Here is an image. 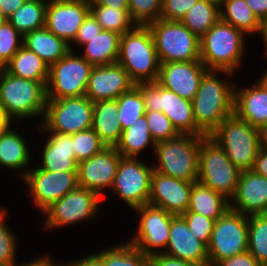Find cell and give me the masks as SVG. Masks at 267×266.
I'll return each instance as SVG.
<instances>
[{
    "label": "cell",
    "mask_w": 267,
    "mask_h": 266,
    "mask_svg": "<svg viewBox=\"0 0 267 266\" xmlns=\"http://www.w3.org/2000/svg\"><path fill=\"white\" fill-rule=\"evenodd\" d=\"M90 12L103 30L123 35L136 26L131 20L129 10H118L104 5H90Z\"/></svg>",
    "instance_id": "74e56055"
},
{
    "label": "cell",
    "mask_w": 267,
    "mask_h": 266,
    "mask_svg": "<svg viewBox=\"0 0 267 266\" xmlns=\"http://www.w3.org/2000/svg\"><path fill=\"white\" fill-rule=\"evenodd\" d=\"M94 103L85 95L81 97L46 100L43 119L38 130L59 134H75L92 127Z\"/></svg>",
    "instance_id": "30bf717a"
},
{
    "label": "cell",
    "mask_w": 267,
    "mask_h": 266,
    "mask_svg": "<svg viewBox=\"0 0 267 266\" xmlns=\"http://www.w3.org/2000/svg\"><path fill=\"white\" fill-rule=\"evenodd\" d=\"M95 253L102 259L104 266H149L148 256L126 239L108 248L104 246Z\"/></svg>",
    "instance_id": "d590c367"
},
{
    "label": "cell",
    "mask_w": 267,
    "mask_h": 266,
    "mask_svg": "<svg viewBox=\"0 0 267 266\" xmlns=\"http://www.w3.org/2000/svg\"><path fill=\"white\" fill-rule=\"evenodd\" d=\"M145 118L155 143L173 139L179 135L169 118L160 111H146Z\"/></svg>",
    "instance_id": "ee69618b"
},
{
    "label": "cell",
    "mask_w": 267,
    "mask_h": 266,
    "mask_svg": "<svg viewBox=\"0 0 267 266\" xmlns=\"http://www.w3.org/2000/svg\"><path fill=\"white\" fill-rule=\"evenodd\" d=\"M198 0H162L161 18L181 21Z\"/></svg>",
    "instance_id": "bcb514c9"
},
{
    "label": "cell",
    "mask_w": 267,
    "mask_h": 266,
    "mask_svg": "<svg viewBox=\"0 0 267 266\" xmlns=\"http://www.w3.org/2000/svg\"><path fill=\"white\" fill-rule=\"evenodd\" d=\"M46 100V85L43 82L16 77L3 68L0 73V105L15 123L37 118L39 122L35 125H40Z\"/></svg>",
    "instance_id": "3957f363"
},
{
    "label": "cell",
    "mask_w": 267,
    "mask_h": 266,
    "mask_svg": "<svg viewBox=\"0 0 267 266\" xmlns=\"http://www.w3.org/2000/svg\"><path fill=\"white\" fill-rule=\"evenodd\" d=\"M148 28L160 63L200 61V38L180 21L159 19Z\"/></svg>",
    "instance_id": "9c48e42d"
},
{
    "label": "cell",
    "mask_w": 267,
    "mask_h": 266,
    "mask_svg": "<svg viewBox=\"0 0 267 266\" xmlns=\"http://www.w3.org/2000/svg\"><path fill=\"white\" fill-rule=\"evenodd\" d=\"M3 68L16 77L48 82L49 65L24 45Z\"/></svg>",
    "instance_id": "1f68e13d"
},
{
    "label": "cell",
    "mask_w": 267,
    "mask_h": 266,
    "mask_svg": "<svg viewBox=\"0 0 267 266\" xmlns=\"http://www.w3.org/2000/svg\"><path fill=\"white\" fill-rule=\"evenodd\" d=\"M117 112L116 99L94 102L91 128L107 147H115L121 138L122 127Z\"/></svg>",
    "instance_id": "4316f807"
},
{
    "label": "cell",
    "mask_w": 267,
    "mask_h": 266,
    "mask_svg": "<svg viewBox=\"0 0 267 266\" xmlns=\"http://www.w3.org/2000/svg\"><path fill=\"white\" fill-rule=\"evenodd\" d=\"M256 174L267 178V150L260 148L252 169Z\"/></svg>",
    "instance_id": "f5cc1de1"
},
{
    "label": "cell",
    "mask_w": 267,
    "mask_h": 266,
    "mask_svg": "<svg viewBox=\"0 0 267 266\" xmlns=\"http://www.w3.org/2000/svg\"><path fill=\"white\" fill-rule=\"evenodd\" d=\"M164 254L209 266L207 246L191 233L186 221L180 215L172 218Z\"/></svg>",
    "instance_id": "cb8c5ba5"
},
{
    "label": "cell",
    "mask_w": 267,
    "mask_h": 266,
    "mask_svg": "<svg viewBox=\"0 0 267 266\" xmlns=\"http://www.w3.org/2000/svg\"><path fill=\"white\" fill-rule=\"evenodd\" d=\"M236 81L234 114L251 126L267 124V92L256 82L243 86Z\"/></svg>",
    "instance_id": "484cf974"
},
{
    "label": "cell",
    "mask_w": 267,
    "mask_h": 266,
    "mask_svg": "<svg viewBox=\"0 0 267 266\" xmlns=\"http://www.w3.org/2000/svg\"><path fill=\"white\" fill-rule=\"evenodd\" d=\"M210 137L224 149L227 157L241 172L253 169L260 149L258 128L233 114Z\"/></svg>",
    "instance_id": "52a82bcc"
},
{
    "label": "cell",
    "mask_w": 267,
    "mask_h": 266,
    "mask_svg": "<svg viewBox=\"0 0 267 266\" xmlns=\"http://www.w3.org/2000/svg\"><path fill=\"white\" fill-rule=\"evenodd\" d=\"M241 171L230 161L224 149L210 136L201 139L197 182L231 199Z\"/></svg>",
    "instance_id": "8992f818"
},
{
    "label": "cell",
    "mask_w": 267,
    "mask_h": 266,
    "mask_svg": "<svg viewBox=\"0 0 267 266\" xmlns=\"http://www.w3.org/2000/svg\"><path fill=\"white\" fill-rule=\"evenodd\" d=\"M66 266H104L102 259L95 253L84 255L81 258L65 261Z\"/></svg>",
    "instance_id": "816d5d0a"
},
{
    "label": "cell",
    "mask_w": 267,
    "mask_h": 266,
    "mask_svg": "<svg viewBox=\"0 0 267 266\" xmlns=\"http://www.w3.org/2000/svg\"><path fill=\"white\" fill-rule=\"evenodd\" d=\"M234 76L237 75L229 71L208 70L202 77L191 102L196 128L204 136H210L226 118L234 114Z\"/></svg>",
    "instance_id": "6da1fadb"
},
{
    "label": "cell",
    "mask_w": 267,
    "mask_h": 266,
    "mask_svg": "<svg viewBox=\"0 0 267 266\" xmlns=\"http://www.w3.org/2000/svg\"><path fill=\"white\" fill-rule=\"evenodd\" d=\"M204 136L179 134L173 139L156 143L152 164L161 174L197 182L201 139Z\"/></svg>",
    "instance_id": "5b68a950"
},
{
    "label": "cell",
    "mask_w": 267,
    "mask_h": 266,
    "mask_svg": "<svg viewBox=\"0 0 267 266\" xmlns=\"http://www.w3.org/2000/svg\"><path fill=\"white\" fill-rule=\"evenodd\" d=\"M32 203L43 213L53 203L79 186L78 172H50L31 167L22 179Z\"/></svg>",
    "instance_id": "2e32d148"
},
{
    "label": "cell",
    "mask_w": 267,
    "mask_h": 266,
    "mask_svg": "<svg viewBox=\"0 0 267 266\" xmlns=\"http://www.w3.org/2000/svg\"><path fill=\"white\" fill-rule=\"evenodd\" d=\"M89 13L88 0H48L45 27L70 45Z\"/></svg>",
    "instance_id": "ac0fdd59"
},
{
    "label": "cell",
    "mask_w": 267,
    "mask_h": 266,
    "mask_svg": "<svg viewBox=\"0 0 267 266\" xmlns=\"http://www.w3.org/2000/svg\"><path fill=\"white\" fill-rule=\"evenodd\" d=\"M14 121L7 116L4 108L0 105V138L14 125Z\"/></svg>",
    "instance_id": "6f0895ef"
},
{
    "label": "cell",
    "mask_w": 267,
    "mask_h": 266,
    "mask_svg": "<svg viewBox=\"0 0 267 266\" xmlns=\"http://www.w3.org/2000/svg\"><path fill=\"white\" fill-rule=\"evenodd\" d=\"M138 215L136 231L127 242L146 256L164 253L169 239L172 218L175 216L164 209L146 204L133 210Z\"/></svg>",
    "instance_id": "9a60e30c"
},
{
    "label": "cell",
    "mask_w": 267,
    "mask_h": 266,
    "mask_svg": "<svg viewBox=\"0 0 267 266\" xmlns=\"http://www.w3.org/2000/svg\"><path fill=\"white\" fill-rule=\"evenodd\" d=\"M219 19V3L198 0L180 22L201 38Z\"/></svg>",
    "instance_id": "e575fe53"
},
{
    "label": "cell",
    "mask_w": 267,
    "mask_h": 266,
    "mask_svg": "<svg viewBox=\"0 0 267 266\" xmlns=\"http://www.w3.org/2000/svg\"><path fill=\"white\" fill-rule=\"evenodd\" d=\"M26 0H0V10L8 18L19 9Z\"/></svg>",
    "instance_id": "11a10c76"
},
{
    "label": "cell",
    "mask_w": 267,
    "mask_h": 266,
    "mask_svg": "<svg viewBox=\"0 0 267 266\" xmlns=\"http://www.w3.org/2000/svg\"><path fill=\"white\" fill-rule=\"evenodd\" d=\"M6 208L5 206L0 207V266H15L19 262L17 257L20 240L15 235L17 232L7 225L6 218H9L10 212Z\"/></svg>",
    "instance_id": "ab89813d"
},
{
    "label": "cell",
    "mask_w": 267,
    "mask_h": 266,
    "mask_svg": "<svg viewBox=\"0 0 267 266\" xmlns=\"http://www.w3.org/2000/svg\"><path fill=\"white\" fill-rule=\"evenodd\" d=\"M155 146L156 143L151 137L146 118L142 116L122 131L121 138L115 148L122 157L141 158L145 150L148 152L153 148V151H150L153 154Z\"/></svg>",
    "instance_id": "f546056e"
},
{
    "label": "cell",
    "mask_w": 267,
    "mask_h": 266,
    "mask_svg": "<svg viewBox=\"0 0 267 266\" xmlns=\"http://www.w3.org/2000/svg\"><path fill=\"white\" fill-rule=\"evenodd\" d=\"M248 250V216L228 209L214 223L207 246L209 266Z\"/></svg>",
    "instance_id": "4fadbf2b"
},
{
    "label": "cell",
    "mask_w": 267,
    "mask_h": 266,
    "mask_svg": "<svg viewBox=\"0 0 267 266\" xmlns=\"http://www.w3.org/2000/svg\"><path fill=\"white\" fill-rule=\"evenodd\" d=\"M135 85L128 72L118 63L93 66L85 96L93 103L101 100H113Z\"/></svg>",
    "instance_id": "7402d4cb"
},
{
    "label": "cell",
    "mask_w": 267,
    "mask_h": 266,
    "mask_svg": "<svg viewBox=\"0 0 267 266\" xmlns=\"http://www.w3.org/2000/svg\"><path fill=\"white\" fill-rule=\"evenodd\" d=\"M256 17L262 21L267 17V0H244Z\"/></svg>",
    "instance_id": "db71d44e"
},
{
    "label": "cell",
    "mask_w": 267,
    "mask_h": 266,
    "mask_svg": "<svg viewBox=\"0 0 267 266\" xmlns=\"http://www.w3.org/2000/svg\"><path fill=\"white\" fill-rule=\"evenodd\" d=\"M246 39L241 30L219 19L200 38V61L208 70L237 74L247 59Z\"/></svg>",
    "instance_id": "7a4b0ae2"
},
{
    "label": "cell",
    "mask_w": 267,
    "mask_h": 266,
    "mask_svg": "<svg viewBox=\"0 0 267 266\" xmlns=\"http://www.w3.org/2000/svg\"><path fill=\"white\" fill-rule=\"evenodd\" d=\"M258 35L261 38L260 40H262L261 42H263L262 45H264V47L262 46V48L264 49L261 58H263V60L264 58L265 60H267V17L261 21L260 31Z\"/></svg>",
    "instance_id": "680465c9"
},
{
    "label": "cell",
    "mask_w": 267,
    "mask_h": 266,
    "mask_svg": "<svg viewBox=\"0 0 267 266\" xmlns=\"http://www.w3.org/2000/svg\"><path fill=\"white\" fill-rule=\"evenodd\" d=\"M24 36L8 20L0 25V65L4 67L23 46Z\"/></svg>",
    "instance_id": "7bdbcfd3"
},
{
    "label": "cell",
    "mask_w": 267,
    "mask_h": 266,
    "mask_svg": "<svg viewBox=\"0 0 267 266\" xmlns=\"http://www.w3.org/2000/svg\"><path fill=\"white\" fill-rule=\"evenodd\" d=\"M18 124L20 127L21 123H14L0 138V167L11 170V173L16 172L20 181H22L32 167L31 165H33L34 152L33 150L32 153L30 151L31 146L29 144L31 142L27 140L28 135L25 137V133L17 130L19 127L15 128V125L18 126Z\"/></svg>",
    "instance_id": "d4e9b609"
},
{
    "label": "cell",
    "mask_w": 267,
    "mask_h": 266,
    "mask_svg": "<svg viewBox=\"0 0 267 266\" xmlns=\"http://www.w3.org/2000/svg\"><path fill=\"white\" fill-rule=\"evenodd\" d=\"M207 71L201 61L160 63L157 83L180 97L192 101Z\"/></svg>",
    "instance_id": "44dd1931"
},
{
    "label": "cell",
    "mask_w": 267,
    "mask_h": 266,
    "mask_svg": "<svg viewBox=\"0 0 267 266\" xmlns=\"http://www.w3.org/2000/svg\"><path fill=\"white\" fill-rule=\"evenodd\" d=\"M194 183L153 171L148 204L175 216L182 215L188 209Z\"/></svg>",
    "instance_id": "d6986e66"
},
{
    "label": "cell",
    "mask_w": 267,
    "mask_h": 266,
    "mask_svg": "<svg viewBox=\"0 0 267 266\" xmlns=\"http://www.w3.org/2000/svg\"><path fill=\"white\" fill-rule=\"evenodd\" d=\"M117 63L135 84L157 82L160 61L148 26H135L121 35Z\"/></svg>",
    "instance_id": "277c9868"
},
{
    "label": "cell",
    "mask_w": 267,
    "mask_h": 266,
    "mask_svg": "<svg viewBox=\"0 0 267 266\" xmlns=\"http://www.w3.org/2000/svg\"><path fill=\"white\" fill-rule=\"evenodd\" d=\"M48 0H26L7 20L23 36L45 27Z\"/></svg>",
    "instance_id": "836d02e7"
},
{
    "label": "cell",
    "mask_w": 267,
    "mask_h": 266,
    "mask_svg": "<svg viewBox=\"0 0 267 266\" xmlns=\"http://www.w3.org/2000/svg\"><path fill=\"white\" fill-rule=\"evenodd\" d=\"M209 1H214V2H217V3L221 2V0H209Z\"/></svg>",
    "instance_id": "be15d7a7"
},
{
    "label": "cell",
    "mask_w": 267,
    "mask_h": 266,
    "mask_svg": "<svg viewBox=\"0 0 267 266\" xmlns=\"http://www.w3.org/2000/svg\"><path fill=\"white\" fill-rule=\"evenodd\" d=\"M23 45L49 66L62 59L70 51V45L46 27L26 33Z\"/></svg>",
    "instance_id": "83f0119b"
},
{
    "label": "cell",
    "mask_w": 267,
    "mask_h": 266,
    "mask_svg": "<svg viewBox=\"0 0 267 266\" xmlns=\"http://www.w3.org/2000/svg\"><path fill=\"white\" fill-rule=\"evenodd\" d=\"M121 35L114 31L102 30L98 36L85 43L79 52L92 66L117 63Z\"/></svg>",
    "instance_id": "f1b7e54d"
},
{
    "label": "cell",
    "mask_w": 267,
    "mask_h": 266,
    "mask_svg": "<svg viewBox=\"0 0 267 266\" xmlns=\"http://www.w3.org/2000/svg\"><path fill=\"white\" fill-rule=\"evenodd\" d=\"M116 100L118 105L117 118L120 121L122 131L145 115L144 99L137 85L120 95Z\"/></svg>",
    "instance_id": "f35d334b"
},
{
    "label": "cell",
    "mask_w": 267,
    "mask_h": 266,
    "mask_svg": "<svg viewBox=\"0 0 267 266\" xmlns=\"http://www.w3.org/2000/svg\"><path fill=\"white\" fill-rule=\"evenodd\" d=\"M215 266H262L248 251L225 258Z\"/></svg>",
    "instance_id": "681fc988"
},
{
    "label": "cell",
    "mask_w": 267,
    "mask_h": 266,
    "mask_svg": "<svg viewBox=\"0 0 267 266\" xmlns=\"http://www.w3.org/2000/svg\"><path fill=\"white\" fill-rule=\"evenodd\" d=\"M136 85L142 92L146 111L163 112L179 134L204 136L196 128L191 100L180 97L157 82H142Z\"/></svg>",
    "instance_id": "7c38bea8"
},
{
    "label": "cell",
    "mask_w": 267,
    "mask_h": 266,
    "mask_svg": "<svg viewBox=\"0 0 267 266\" xmlns=\"http://www.w3.org/2000/svg\"><path fill=\"white\" fill-rule=\"evenodd\" d=\"M35 131H38V135L41 134L42 140H44L38 153L40 156L35 157H40V160L35 161L39 169L50 172H78L72 135L38 130L37 128Z\"/></svg>",
    "instance_id": "ffe728a7"
},
{
    "label": "cell",
    "mask_w": 267,
    "mask_h": 266,
    "mask_svg": "<svg viewBox=\"0 0 267 266\" xmlns=\"http://www.w3.org/2000/svg\"><path fill=\"white\" fill-rule=\"evenodd\" d=\"M230 209L247 216L267 214V178L253 170L241 172Z\"/></svg>",
    "instance_id": "603a6c76"
},
{
    "label": "cell",
    "mask_w": 267,
    "mask_h": 266,
    "mask_svg": "<svg viewBox=\"0 0 267 266\" xmlns=\"http://www.w3.org/2000/svg\"><path fill=\"white\" fill-rule=\"evenodd\" d=\"M102 203V198L95 191L78 186L42 213L43 229L51 233L79 222L94 221Z\"/></svg>",
    "instance_id": "ba28073f"
},
{
    "label": "cell",
    "mask_w": 267,
    "mask_h": 266,
    "mask_svg": "<svg viewBox=\"0 0 267 266\" xmlns=\"http://www.w3.org/2000/svg\"><path fill=\"white\" fill-rule=\"evenodd\" d=\"M148 258L149 266H202L194 262L171 257L164 253L153 254Z\"/></svg>",
    "instance_id": "c3c4849f"
},
{
    "label": "cell",
    "mask_w": 267,
    "mask_h": 266,
    "mask_svg": "<svg viewBox=\"0 0 267 266\" xmlns=\"http://www.w3.org/2000/svg\"><path fill=\"white\" fill-rule=\"evenodd\" d=\"M102 30L103 29L101 25L97 22L96 18L90 12L84 19L83 24L80 26L76 38L70 44V50L78 52L77 50H79L85 43H88L90 39L98 36V34ZM74 47L75 49H77L75 50Z\"/></svg>",
    "instance_id": "7dc6e473"
},
{
    "label": "cell",
    "mask_w": 267,
    "mask_h": 266,
    "mask_svg": "<svg viewBox=\"0 0 267 266\" xmlns=\"http://www.w3.org/2000/svg\"><path fill=\"white\" fill-rule=\"evenodd\" d=\"M45 254V255H44ZM37 256V258L30 259L29 261L19 262L15 266H66L65 262L60 260H53V257L49 256V253ZM60 261V262H59Z\"/></svg>",
    "instance_id": "f907efd6"
},
{
    "label": "cell",
    "mask_w": 267,
    "mask_h": 266,
    "mask_svg": "<svg viewBox=\"0 0 267 266\" xmlns=\"http://www.w3.org/2000/svg\"><path fill=\"white\" fill-rule=\"evenodd\" d=\"M262 266H267V214L248 216V250Z\"/></svg>",
    "instance_id": "8d00e7d4"
},
{
    "label": "cell",
    "mask_w": 267,
    "mask_h": 266,
    "mask_svg": "<svg viewBox=\"0 0 267 266\" xmlns=\"http://www.w3.org/2000/svg\"><path fill=\"white\" fill-rule=\"evenodd\" d=\"M76 53L70 50L62 59L49 66L47 99L59 100L85 95L93 66Z\"/></svg>",
    "instance_id": "8fae6325"
},
{
    "label": "cell",
    "mask_w": 267,
    "mask_h": 266,
    "mask_svg": "<svg viewBox=\"0 0 267 266\" xmlns=\"http://www.w3.org/2000/svg\"><path fill=\"white\" fill-rule=\"evenodd\" d=\"M258 79L255 81L267 92V69L262 72V75H259Z\"/></svg>",
    "instance_id": "94428289"
},
{
    "label": "cell",
    "mask_w": 267,
    "mask_h": 266,
    "mask_svg": "<svg viewBox=\"0 0 267 266\" xmlns=\"http://www.w3.org/2000/svg\"><path fill=\"white\" fill-rule=\"evenodd\" d=\"M258 138L260 148L267 150V124H264L258 128Z\"/></svg>",
    "instance_id": "91938a15"
},
{
    "label": "cell",
    "mask_w": 267,
    "mask_h": 266,
    "mask_svg": "<svg viewBox=\"0 0 267 266\" xmlns=\"http://www.w3.org/2000/svg\"><path fill=\"white\" fill-rule=\"evenodd\" d=\"M128 10L136 26H148L161 18L162 0H128Z\"/></svg>",
    "instance_id": "60d3db41"
},
{
    "label": "cell",
    "mask_w": 267,
    "mask_h": 266,
    "mask_svg": "<svg viewBox=\"0 0 267 266\" xmlns=\"http://www.w3.org/2000/svg\"><path fill=\"white\" fill-rule=\"evenodd\" d=\"M142 158L121 157L110 193L116 195L130 210L148 204L153 164ZM147 163V164H146ZM151 164V165H150Z\"/></svg>",
    "instance_id": "5bb4252c"
},
{
    "label": "cell",
    "mask_w": 267,
    "mask_h": 266,
    "mask_svg": "<svg viewBox=\"0 0 267 266\" xmlns=\"http://www.w3.org/2000/svg\"><path fill=\"white\" fill-rule=\"evenodd\" d=\"M77 163L102 152L107 146L92 128L72 134Z\"/></svg>",
    "instance_id": "b9f144b4"
},
{
    "label": "cell",
    "mask_w": 267,
    "mask_h": 266,
    "mask_svg": "<svg viewBox=\"0 0 267 266\" xmlns=\"http://www.w3.org/2000/svg\"><path fill=\"white\" fill-rule=\"evenodd\" d=\"M7 18L3 15L2 11L0 10V25H2Z\"/></svg>",
    "instance_id": "6125c7cd"
},
{
    "label": "cell",
    "mask_w": 267,
    "mask_h": 266,
    "mask_svg": "<svg viewBox=\"0 0 267 266\" xmlns=\"http://www.w3.org/2000/svg\"><path fill=\"white\" fill-rule=\"evenodd\" d=\"M121 157L122 155L115 147H106L102 152L79 162V186L95 191L102 199H105L104 194L111 189Z\"/></svg>",
    "instance_id": "e0dca14e"
},
{
    "label": "cell",
    "mask_w": 267,
    "mask_h": 266,
    "mask_svg": "<svg viewBox=\"0 0 267 266\" xmlns=\"http://www.w3.org/2000/svg\"><path fill=\"white\" fill-rule=\"evenodd\" d=\"M228 209H230V200L223 194L199 182L193 184L187 211L206 216L216 221Z\"/></svg>",
    "instance_id": "4dcf8cb0"
},
{
    "label": "cell",
    "mask_w": 267,
    "mask_h": 266,
    "mask_svg": "<svg viewBox=\"0 0 267 266\" xmlns=\"http://www.w3.org/2000/svg\"><path fill=\"white\" fill-rule=\"evenodd\" d=\"M180 216L186 221V224L191 233L195 237H197L198 240L208 246L214 228L215 220L189 211H186Z\"/></svg>",
    "instance_id": "f6af8a7d"
},
{
    "label": "cell",
    "mask_w": 267,
    "mask_h": 266,
    "mask_svg": "<svg viewBox=\"0 0 267 266\" xmlns=\"http://www.w3.org/2000/svg\"><path fill=\"white\" fill-rule=\"evenodd\" d=\"M220 20L241 30L246 36L259 34L261 21L244 0H221Z\"/></svg>",
    "instance_id": "d6a6232c"
},
{
    "label": "cell",
    "mask_w": 267,
    "mask_h": 266,
    "mask_svg": "<svg viewBox=\"0 0 267 266\" xmlns=\"http://www.w3.org/2000/svg\"><path fill=\"white\" fill-rule=\"evenodd\" d=\"M90 5H104L118 10H128V0H88Z\"/></svg>",
    "instance_id": "9f6ffc18"
}]
</instances>
